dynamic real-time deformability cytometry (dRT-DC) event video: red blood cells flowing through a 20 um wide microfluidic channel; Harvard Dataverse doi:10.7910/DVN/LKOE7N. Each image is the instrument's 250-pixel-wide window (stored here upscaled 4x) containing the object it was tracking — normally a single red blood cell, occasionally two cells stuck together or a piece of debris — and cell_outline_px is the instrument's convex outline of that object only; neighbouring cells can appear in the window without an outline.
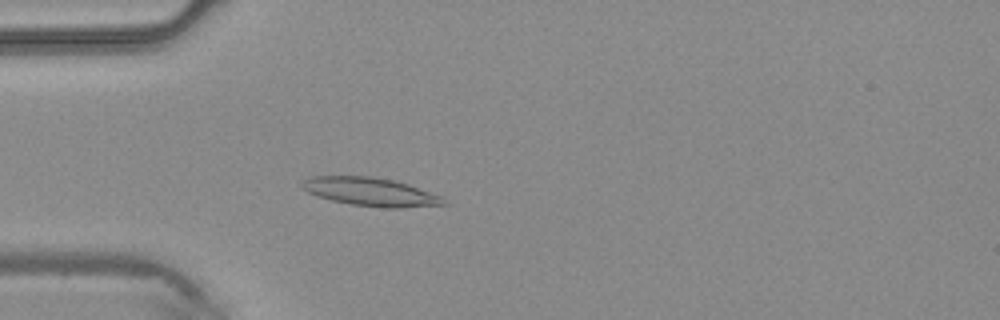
{"species": "common noctule bat (a hibernating species)", "species_latin": "Nyctalus noctula", "temperature_condition": "warm", "stored_images_in_passage": 45, "camera_frame_rate_fps": 3000, "um_per_image_px": 0.085, "animal": {"sex": "male", "body_mass_g": 20.4}, "frame": {"image": 1, "passage_image": 13, "time_ms": 4.0, "image_size_px": [1000, 320], "cell_outline_px": [[452, 204], [400, 208], [384, 208], [352, 204], [332, 200], [308, 192], [300, 188], [300, 180], [312, 176], [368, 176], [392, 180], [408, 184], [440, 196]], "centroid_in_image_um": [31.49, 16.3], "position_along_channel_um": 53.5, "area_um2": 23.41}}
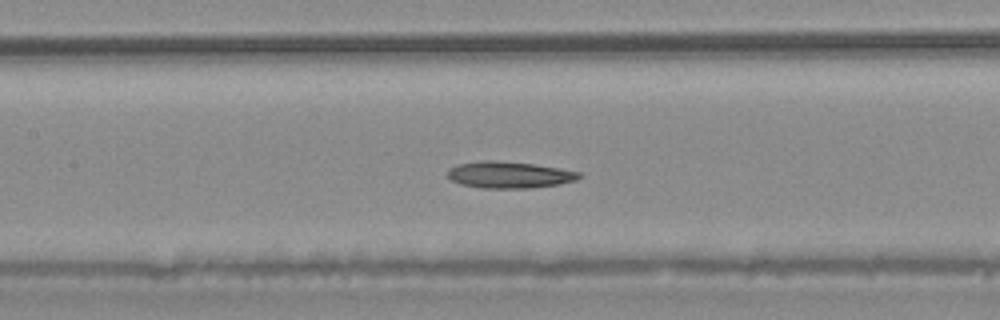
{"frame": {"image": 2, "passage_image": 21, "time_ms": 6.667, "image_size_px": [1000, 320], "cell_outline_px": [[580, 176], [576, 180], [560, 184], [528, 188], [480, 188], [460, 184], [444, 176], [448, 168], [456, 164], [480, 160], [496, 160], [532, 164], [560, 168], [580, 172]], "centroid_in_image_um": [43.2, 14.85], "position_along_channel_um": 164.2, "area_um2": 20.63}}
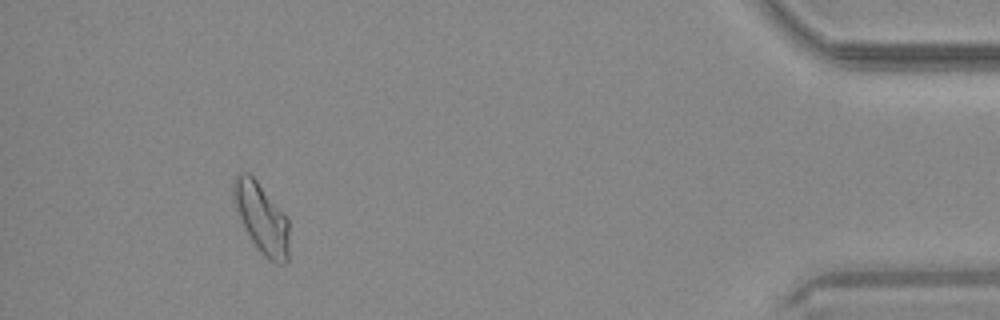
{"frame": {"image": 3, "passage_image": 42, "time_ms": 13.667, "image_size_px": [1000, 320], "cell_outline_px": [[288, 260], [284, 264], [280, 264], [268, 260], [264, 256], [252, 240], [232, 200], [232, 180], [240, 172], [248, 172], [256, 180], [288, 220]], "centroid_in_image_um": [22.21, 18.53], "position_along_channel_um": 413.0, "area_um2": 22.14}}